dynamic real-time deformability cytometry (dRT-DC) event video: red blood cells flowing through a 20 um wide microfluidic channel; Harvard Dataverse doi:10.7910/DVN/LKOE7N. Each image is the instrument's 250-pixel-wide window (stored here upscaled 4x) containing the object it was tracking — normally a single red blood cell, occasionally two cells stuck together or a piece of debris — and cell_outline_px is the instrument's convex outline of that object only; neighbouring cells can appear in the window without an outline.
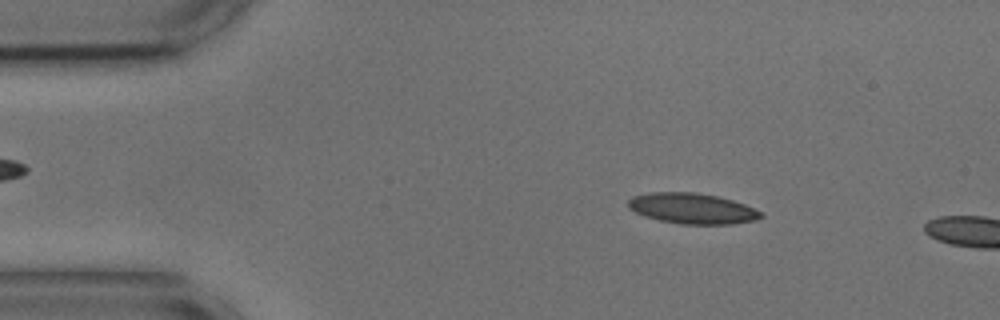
{"species": "common noctule bat (a hibernating species)", "species_latin": "Nyctalus noctula", "temperature_condition": "cold", "stored_images_in_passage": 10, "camera_frame_rate_fps": 3000, "um_per_image_px": 0.085, "animal": {"sex": "male", "body_mass_g": 17.9, "forearm_length_mm": 54.2}, "frame": {"image": 1, "passage_image": 7, "time_ms": 2.0, "image_size_px": [1000, 320], "cell_outline_px": [[764, 216], [756, 220], [732, 224], [680, 224], [660, 220], [644, 216], [628, 208], [628, 200], [632, 196], [648, 192], [696, 192], [716, 196], [732, 200], [744, 204], [760, 212]], "centroid_in_image_um": [58.81, 17.71], "position_along_channel_um": 26.2, "area_um2": 23.64}}